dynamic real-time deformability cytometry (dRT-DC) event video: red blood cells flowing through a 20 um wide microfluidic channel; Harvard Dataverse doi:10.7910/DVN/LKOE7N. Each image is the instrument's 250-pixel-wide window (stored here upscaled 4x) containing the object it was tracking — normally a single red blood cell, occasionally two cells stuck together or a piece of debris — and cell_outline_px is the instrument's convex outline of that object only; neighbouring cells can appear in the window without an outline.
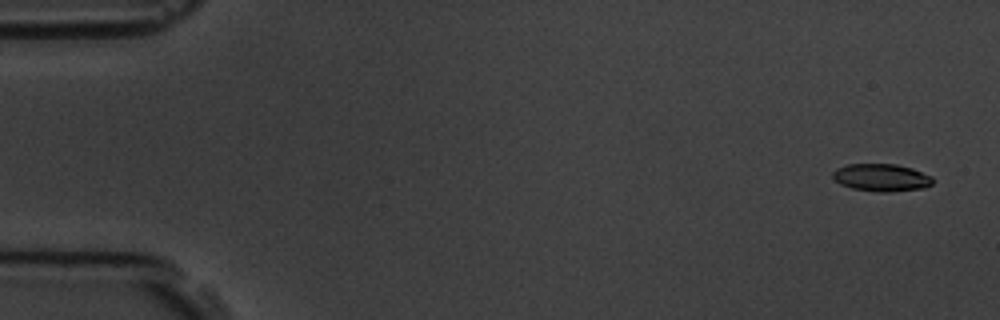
{"species": "common noctule bat (a hibernating species)", "species_latin": "Nyctalus noctula", "temperature_condition": "room temperature", "stored_images_in_passage": 6, "camera_frame_rate_fps": 3000, "um_per_image_px": 0.085, "animal": {"sex": "male", "body_mass_g": 19.5, "forearm_length_mm": 54.6}, "frame": {"image": 1, "passage_image": 1, "time_ms": 0.0, "image_size_px": [1000, 320], "cell_outline_px": [[932, 184], [924, 188], [888, 192], [876, 192], [852, 188], [840, 184], [832, 176], [832, 172], [836, 168], [848, 164], [896, 164], [912, 168], [932, 176]], "centroid_in_image_um": [74.91, 15.09], "position_along_channel_um": 10.1, "area_um2": 16.07}}